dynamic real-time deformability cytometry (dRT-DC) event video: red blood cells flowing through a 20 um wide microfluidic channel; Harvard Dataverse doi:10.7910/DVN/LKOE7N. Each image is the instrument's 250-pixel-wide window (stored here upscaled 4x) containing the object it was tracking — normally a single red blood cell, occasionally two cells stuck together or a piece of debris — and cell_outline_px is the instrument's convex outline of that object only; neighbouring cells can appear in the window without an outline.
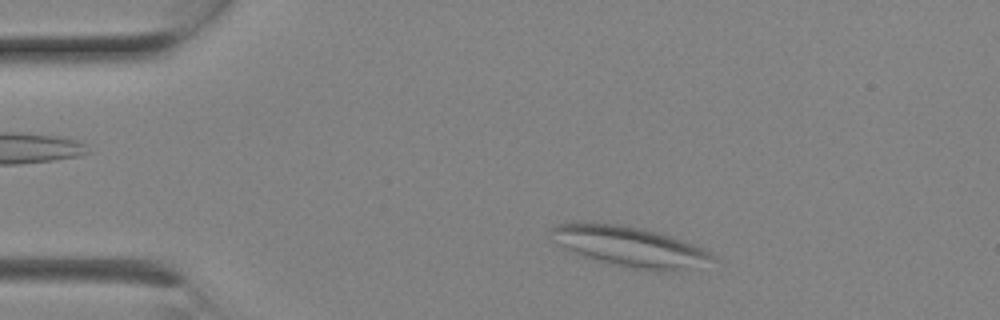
{"species": "Egyptian fruit bat (a non-hibernating species)", "species_latin": "Rousettus aegyptiacus", "temperature_condition": "room temperature", "stored_images_in_passage": 7, "camera_frame_rate_fps": 3000, "um_per_image_px": 0.085, "animal": {"sex": "female"}, "frame": {"image": 1, "passage_image": 2, "time_ms": 0.333, "image_size_px": [1000, 320], "cell_outline_px": [[716, 260], [692, 268], [660, 272], [636, 268], [616, 264], [584, 256], [564, 248], [552, 240], [548, 232], [556, 224], [576, 220], [616, 224], [640, 228], [660, 232], [672, 236], [704, 248], [712, 252], [716, 256]], "centroid_in_image_um": [53.52, 20.92], "position_along_channel_um": 31.5, "area_um2": 38.09}}
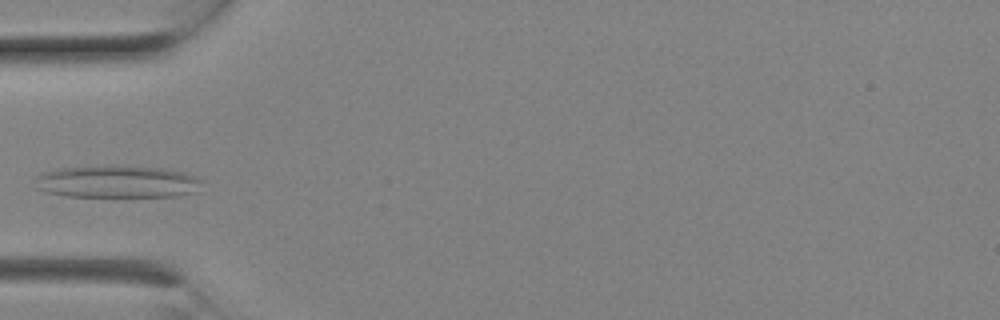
{"frame": {"image": 2, "passage_image": 5, "time_ms": 1.333, "image_size_px": [1000, 320], "cell_outline_px": [[204, 180], [196, 192], [180, 196], [64, 196], [44, 192], [36, 188], [36, 176], [40, 172], [60, 168], [112, 164], [160, 168], [184, 172], [200, 176]], "centroid_in_image_um": [9.97, 15.42], "position_along_channel_um": 75.0, "area_um2": 32.19}}